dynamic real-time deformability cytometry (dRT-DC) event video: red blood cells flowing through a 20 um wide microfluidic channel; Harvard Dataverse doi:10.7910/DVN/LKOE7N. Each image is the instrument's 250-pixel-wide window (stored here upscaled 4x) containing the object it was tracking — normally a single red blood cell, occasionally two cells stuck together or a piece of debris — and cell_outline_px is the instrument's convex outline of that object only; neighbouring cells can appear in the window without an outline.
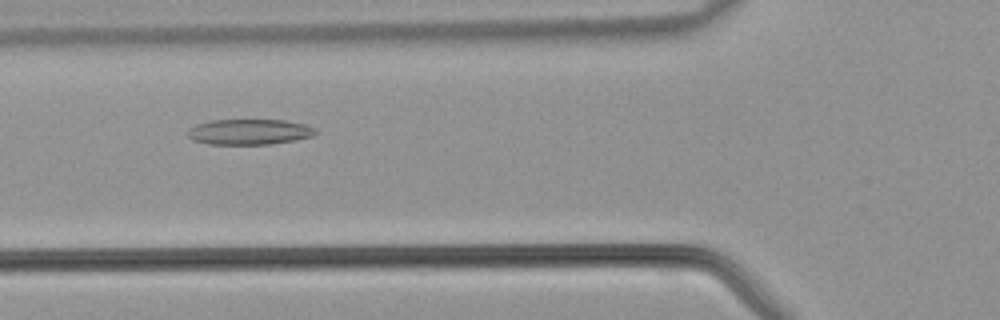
{"species": "common noctule bat (a hibernating species)", "species_latin": "Nyctalus noctula", "temperature_condition": "warm", "stored_images_in_passage": 29, "camera_frame_rate_fps": 3000, "um_per_image_px": 0.085, "animal": {"sex": "male", "body_mass_g": 21.5, "forearm_length_mm": 52.0}, "frame": {"image": 1, "passage_image": 5, "time_ms": 1.333, "image_size_px": [1000, 320], "cell_outline_px": [[316, 132], [312, 136], [292, 140], [268, 144], [208, 144], [192, 140], [188, 136], [188, 128], [196, 124], [208, 120], [284, 120], [304, 124], [316, 128]], "centroid_in_image_um": [21.13, 11.2], "position_along_channel_um": 104.7, "area_um2": 18.96}}
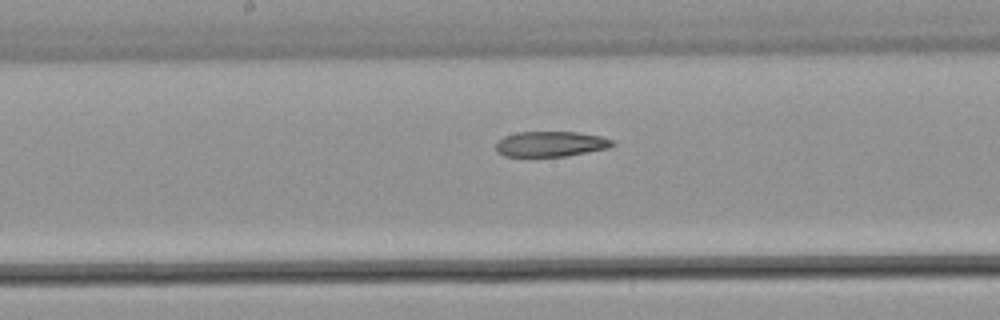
{"frame": {"image": 2, "passage_image": 11, "time_ms": 3.333, "image_size_px": [1000, 320], "cell_outline_px": [[616, 144], [608, 148], [564, 156], [504, 156], [496, 152], [496, 144], [504, 136], [516, 132], [576, 132], [600, 136], [616, 140]], "centroid_in_image_um": [46.82, 12.23], "position_along_channel_um": 201.4, "area_um2": 17.17}}
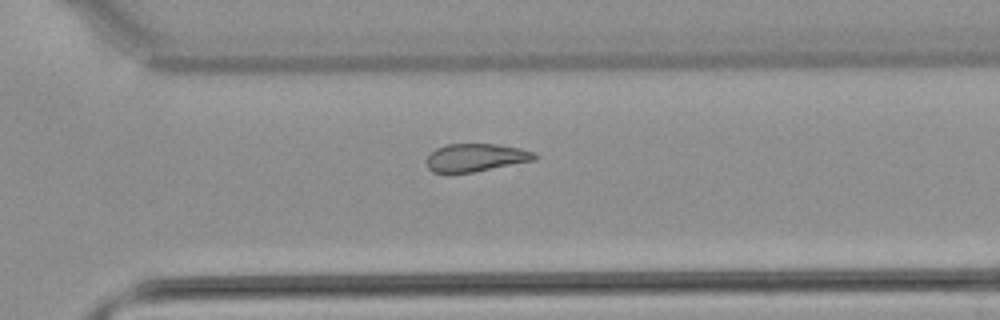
{"frame": {"image": 3, "passage_image": 19, "time_ms": 6.0, "image_size_px": [1000, 320], "cell_outline_px": [[540, 156], [536, 160], [472, 172], [432, 172], [428, 168], [424, 160], [436, 148], [448, 144], [496, 144], [520, 148], [536, 152]], "centroid_in_image_um": [40.47, 13.38], "position_along_channel_um": 330.1, "area_um2": 17.63}}